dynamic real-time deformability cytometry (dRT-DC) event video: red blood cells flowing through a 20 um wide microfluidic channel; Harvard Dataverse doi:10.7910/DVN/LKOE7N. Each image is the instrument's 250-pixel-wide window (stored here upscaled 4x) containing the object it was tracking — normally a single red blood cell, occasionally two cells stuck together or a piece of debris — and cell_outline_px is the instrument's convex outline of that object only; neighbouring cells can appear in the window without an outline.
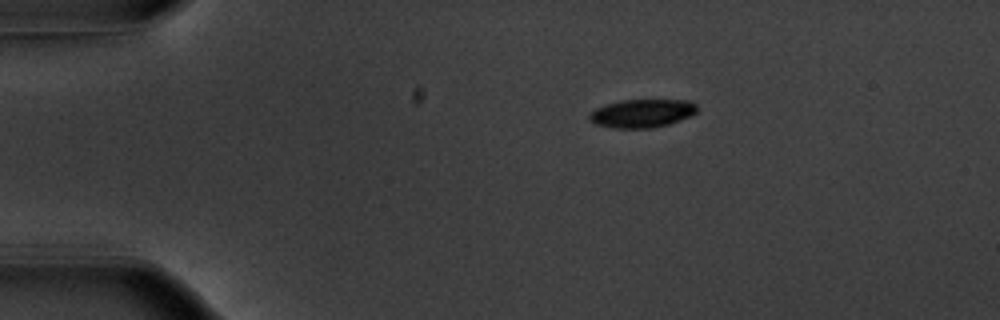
{"species": "common noctule bat (a hibernating species)", "species_latin": "Nyctalus noctula", "temperature_condition": "warm", "stored_images_in_passage": 44, "camera_frame_rate_fps": 3000, "um_per_image_px": 0.085, "animal": {"sex": "male", "body_mass_g": 20.1, "forearm_length_mm": 53.5}, "frame": {"image": 1, "passage_image": 1, "time_ms": 0.0, "image_size_px": [1000, 320], "cell_outline_px": [[696, 112], [680, 120], [668, 124], [652, 128], [616, 128], [596, 124], [588, 120], [588, 116], [596, 108], [620, 100], [692, 100], [696, 104]], "centroid_in_image_um": [54.57, 9.63], "position_along_channel_um": 30.4, "area_um2": 17.63}}
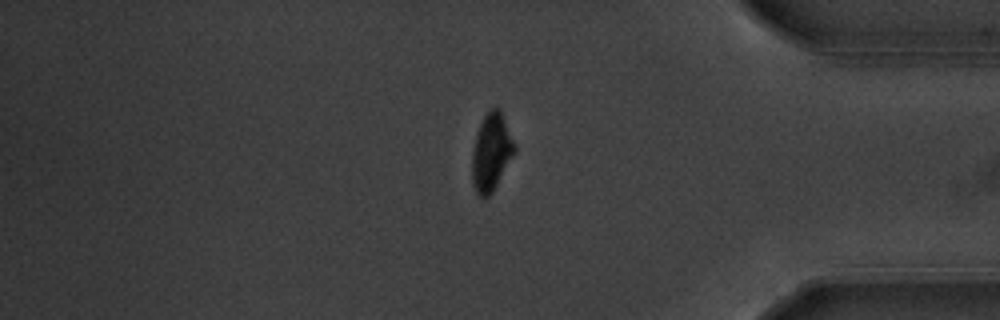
{"frame": {"image": 2, "passage_image": 36, "time_ms": 11.667, "image_size_px": [1000, 320], "cell_outline_px": [[516, 152], [492, 192], [488, 196], [480, 196], [476, 192], [472, 180], [472, 152], [476, 136], [480, 124], [484, 116], [492, 108], [500, 108], [516, 144]], "centroid_in_image_um": [41.79, 12.92], "position_along_channel_um": 393.4, "area_um2": 19.07}}
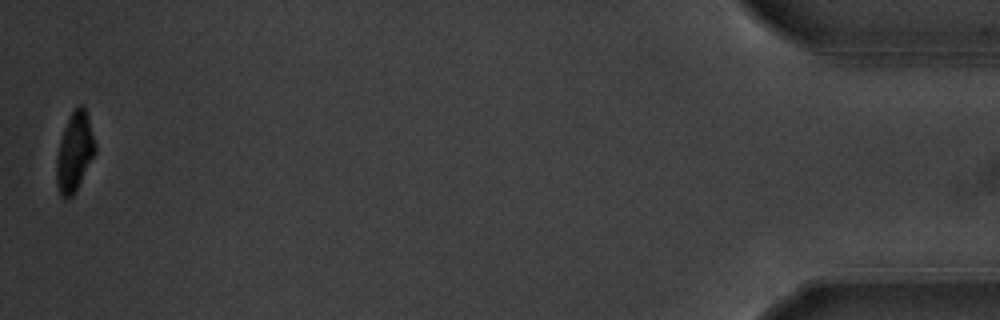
{"frame": {"image": 3, "passage_image": 44, "time_ms": 14.333, "image_size_px": [1000, 320], "cell_outline_px": [[96, 152], [76, 192], [72, 196], [64, 200], [60, 196], [56, 184], [56, 160], [60, 140], [64, 128], [76, 104], [84, 104], [88, 116], [96, 144]], "centroid_in_image_um": [6.34, 12.94], "position_along_channel_um": 428.9, "area_um2": 18.15}, "authors_computed_cell_mechanics": {"area_um2": 19.2185, "velocity_mm_per_s": 3.8072, "shape_relaxation_time_tau1_ms": 2.3693, "shape_relaxation_time_tau2_ms": 5.6535, "deformation_change_tau1": 0.1433, "deformation_change_tau2": 0.0909}}